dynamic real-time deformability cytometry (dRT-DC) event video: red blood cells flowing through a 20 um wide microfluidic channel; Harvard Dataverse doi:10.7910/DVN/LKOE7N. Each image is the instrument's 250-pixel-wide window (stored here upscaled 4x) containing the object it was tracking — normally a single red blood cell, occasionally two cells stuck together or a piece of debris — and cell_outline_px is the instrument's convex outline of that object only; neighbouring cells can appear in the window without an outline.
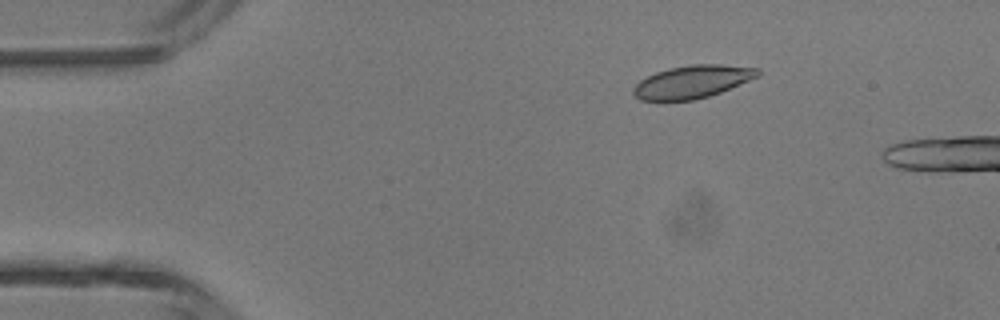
{"species": "common noctule bat (a hibernating species)", "species_latin": "Nyctalus noctula", "temperature_condition": "room temperature", "stored_images_in_passage": 3, "camera_frame_rate_fps": 3000, "um_per_image_px": 0.085, "animal": {"sex": "male", "body_mass_g": 13.3}, "frame": {"image": 1, "passage_image": 3, "time_ms": 0.667, "image_size_px": [1000, 320], "cell_outline_px": [[760, 76], [720, 92], [708, 96], [692, 100], [640, 100], [632, 92], [632, 88], [640, 80], [656, 72], [668, 68], [692, 64], [720, 64], [760, 68]], "centroid_in_image_um": [58.86, 6.94], "position_along_channel_um": 26.1, "area_um2": 23.7}}